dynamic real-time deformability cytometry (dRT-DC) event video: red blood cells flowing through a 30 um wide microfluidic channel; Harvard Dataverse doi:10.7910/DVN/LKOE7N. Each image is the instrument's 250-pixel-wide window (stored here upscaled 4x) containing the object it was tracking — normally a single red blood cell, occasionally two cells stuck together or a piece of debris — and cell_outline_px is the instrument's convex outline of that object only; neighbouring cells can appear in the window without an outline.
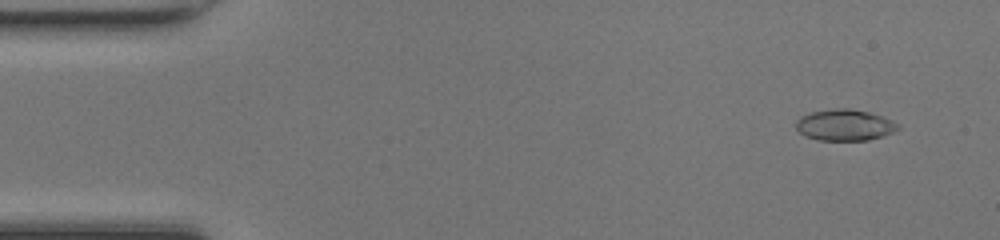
{"species": "common noctule bat (a hibernating species)", "species_latin": "Nyctalus noctula", "temperature_condition": "room temperature", "stored_images_in_passage": 49, "camera_frame_rate_fps": 3000, "um_per_image_px": 0.085, "animal": {"sex": "female", "body_mass_g": 17.0, "forearm_length_mm": 48.0}, "frame": {"image": 1, "passage_image": 4, "time_ms": 1.0, "image_size_px": [1000, 240], "cell_outline_px": [[900, 128], [892, 132], [868, 140], [820, 140], [804, 136], [796, 128], [796, 120], [800, 116], [812, 112], [836, 108], [848, 108], [868, 112], [892, 120], [900, 124]], "centroid_in_image_um": [71.78, 10.62], "position_along_channel_um": 13.2, "area_um2": 18.44}}
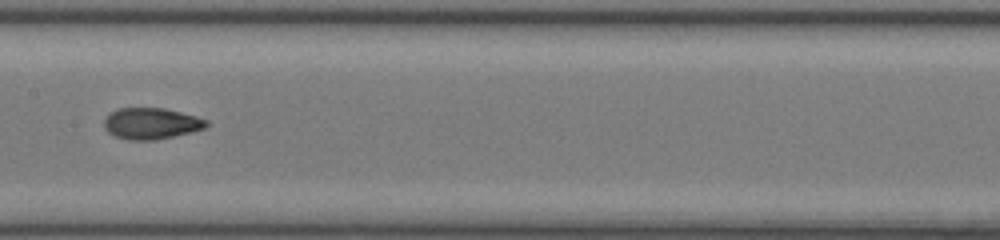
{"frame": {"image": 2, "passage_image": 25, "time_ms": 8.0, "image_size_px": [1000, 240], "cell_outline_px": [[208, 124], [204, 128], [192, 132], [156, 140], [128, 140], [112, 136], [104, 128], [104, 120], [112, 112], [120, 108], [164, 108], [196, 116], [208, 120]], "centroid_in_image_um": [12.85, 10.51], "position_along_channel_um": 194.6, "area_um2": 18.67}}
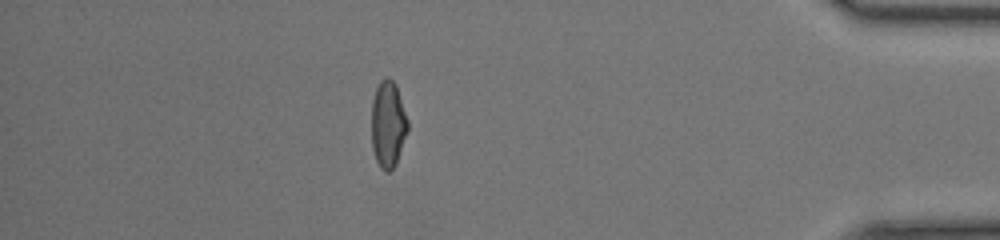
{"frame": {"image": 3, "passage_image": 43, "time_ms": 14.0, "image_size_px": [1000, 240], "cell_outline_px": [[408, 128], [396, 164], [388, 172], [384, 172], [380, 168], [376, 160], [372, 148], [372, 100], [376, 88], [380, 80], [388, 76], [396, 84], [408, 120]], "centroid_in_image_um": [32.97, 10.55], "position_along_channel_um": 402.2, "area_um2": 18.32}, "authors_computed_cell_mechanics": {"area_um2": 18.4382, "velocity_mm_per_s": 4.2577, "shape_relaxation_time_tau1_ms": 5.6721, "shape_relaxation_time_tau2_ms": 1.3713, "deformation_change_tau1": 0.2039, "deformation_change_tau2": 0.0674}}